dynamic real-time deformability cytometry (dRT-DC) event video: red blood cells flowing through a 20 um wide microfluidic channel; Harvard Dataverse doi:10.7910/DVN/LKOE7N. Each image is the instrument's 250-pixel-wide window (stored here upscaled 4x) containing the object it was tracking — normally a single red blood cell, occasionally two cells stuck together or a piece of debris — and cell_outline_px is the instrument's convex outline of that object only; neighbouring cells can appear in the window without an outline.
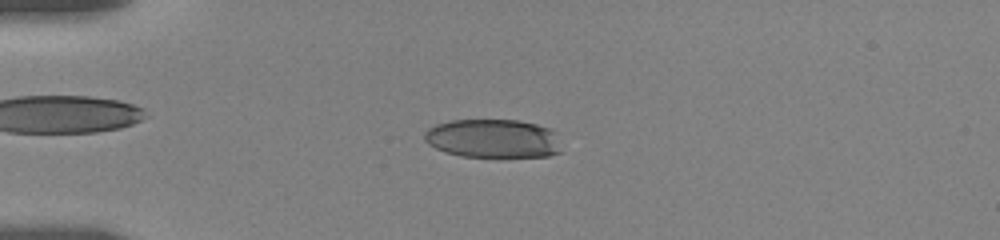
{"species": "human", "species_latin": "Homo sapiens", "temperature_condition": "room temperature", "stored_images_in_passage": 55, "camera_frame_rate_fps": 3000, "um_per_image_px": 0.085, "donor": {"sex": "female"}, "frame": {"image": 1, "passage_image": 21, "time_ms": 4.667, "image_size_px": [1000, 240], "cell_outline_px": [[560, 152], [548, 156], [460, 156], [444, 152], [428, 144], [424, 140], [424, 132], [428, 128], [436, 124], [452, 120], [520, 120], [536, 124], [548, 128], [556, 132]], "centroid_in_image_um": [41.87, 11.76], "position_along_channel_um": 43.1, "area_um2": 30.81}}
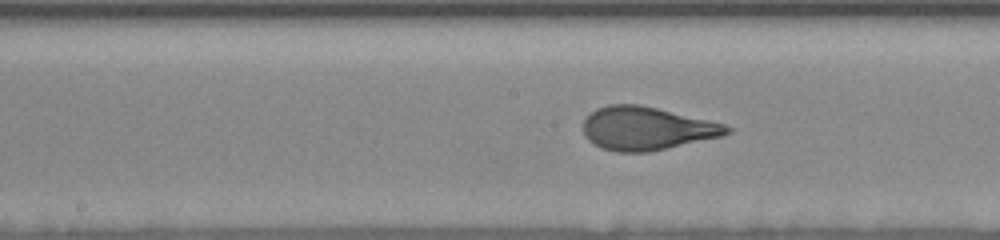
{"frame": {"image": 2, "passage_image": 39, "time_ms": 9.667, "image_size_px": [1000, 240], "cell_outline_px": [[732, 132], [720, 136], [648, 152], [616, 152], [600, 148], [588, 140], [584, 136], [584, 120], [596, 108], [608, 104], [640, 104], [708, 120], [724, 124], [732, 128]], "centroid_in_image_um": [54.92, 10.91], "position_along_channel_um": 193.3, "area_um2": 35.95}}
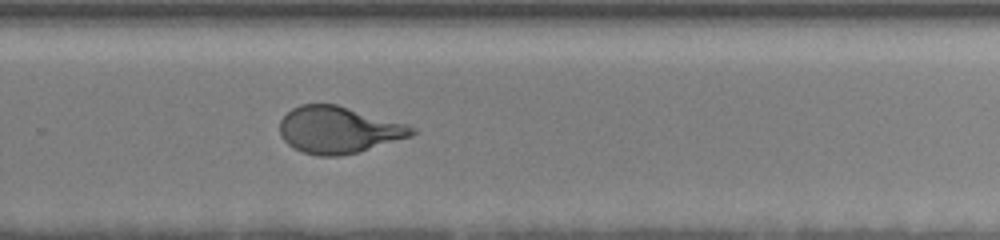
{"frame": {"image": 3, "passage_image": 55, "time_ms": 12.667, "image_size_px": [1000, 240], "cell_outline_px": [[416, 132], [412, 136], [360, 152], [340, 156], [320, 156], [304, 152], [288, 144], [280, 136], [280, 120], [292, 108], [300, 104], [336, 104], [408, 124], [416, 128]], "centroid_in_image_um": [28.8, 11.04], "position_along_channel_um": 301.0, "area_um2": 36.13}}